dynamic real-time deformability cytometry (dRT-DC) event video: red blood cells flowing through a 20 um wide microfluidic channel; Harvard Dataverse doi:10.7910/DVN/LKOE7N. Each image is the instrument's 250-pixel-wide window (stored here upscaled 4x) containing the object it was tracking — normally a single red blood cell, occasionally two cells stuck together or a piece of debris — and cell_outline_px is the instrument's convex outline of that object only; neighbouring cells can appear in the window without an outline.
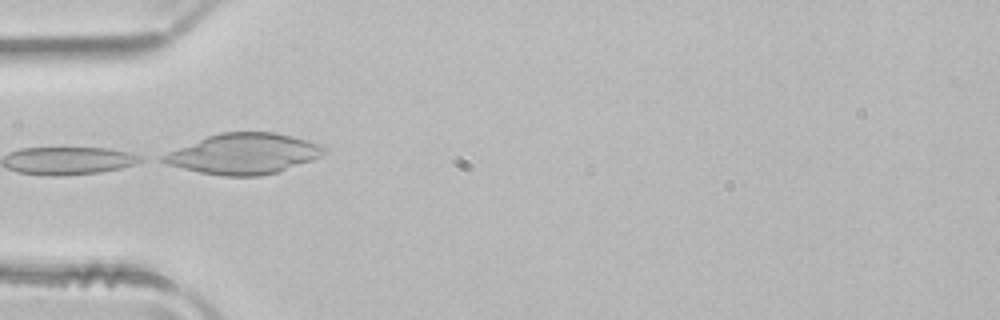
{"species": "common noctule bat (a hibernating species)", "species_latin": "Nyctalus noctula", "temperature_condition": "room temperature", "stored_images_in_passage": 23, "camera_frame_rate_fps": 3000, "um_per_image_px": 0.085, "animal": {"sex": "male", "body_mass_g": 21.5, "forearm_length_mm": 52.0}, "frame": {"image": 1, "passage_image": 1, "time_ms": 0.0, "image_size_px": [1000, 320], "cell_outline_px": [[324, 152], [320, 156], [312, 160], [276, 172], [260, 176], [224, 176], [200, 172], [168, 164], [160, 160], [160, 156], [168, 152], [208, 136], [220, 132], [272, 132], [292, 136], [320, 144], [324, 148]], "centroid_in_image_um": [20.71, 13.07], "position_along_channel_um": 64.3, "area_um2": 37.4}, "authors_computed_cell_mechanics": {"area_um2": 20.3456, "velocity_mm_per_s": 4.0652, "shape_relaxation_time_tau1_ms": 5.5437, "shape_relaxation_time_tau2_ms": 0.9382, "deformation_change_tau1": 0.1175, "deformation_change_tau2": 0.0608}}